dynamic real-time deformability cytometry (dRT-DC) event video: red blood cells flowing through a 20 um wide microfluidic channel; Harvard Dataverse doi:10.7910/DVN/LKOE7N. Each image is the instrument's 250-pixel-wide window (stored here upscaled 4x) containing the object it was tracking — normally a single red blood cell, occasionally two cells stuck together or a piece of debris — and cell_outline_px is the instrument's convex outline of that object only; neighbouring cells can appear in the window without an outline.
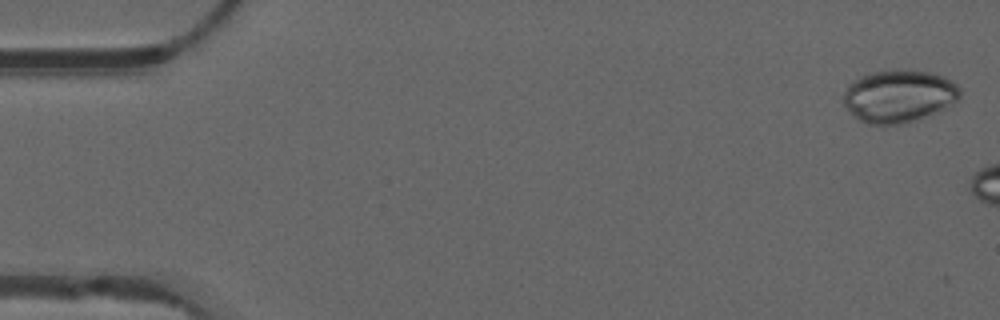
{"species": "common noctule bat (a hibernating species)", "species_latin": "Nyctalus noctula", "temperature_condition": "warm", "stored_images_in_passage": 8, "camera_frame_rate_fps": 3000, "um_per_image_px": 0.085, "animal": {"sex": "male", "forearm_length_mm": 52.5}, "frame": {"image": 1, "passage_image": 2, "time_ms": 0.333, "image_size_px": [1000, 320], "cell_outline_px": [[960, 96], [952, 104], [940, 112], [904, 124], [868, 124], [860, 120], [844, 104], [844, 92], [848, 84], [872, 72], [900, 68], [932, 72], [944, 76], [952, 80], [960, 88]], "centroid_in_image_um": [76.46, 8.15], "position_along_channel_um": 8.5, "area_um2": 35.89}}